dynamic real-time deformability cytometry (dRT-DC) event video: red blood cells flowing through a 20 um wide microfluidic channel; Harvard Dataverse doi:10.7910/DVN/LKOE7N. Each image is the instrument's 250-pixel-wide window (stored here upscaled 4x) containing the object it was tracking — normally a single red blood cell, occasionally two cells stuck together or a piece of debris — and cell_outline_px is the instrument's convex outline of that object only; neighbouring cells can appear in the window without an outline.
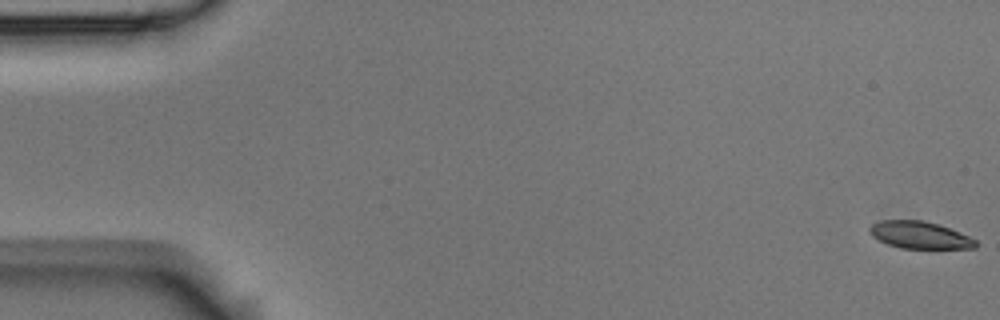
{"species": "Egyptian fruit bat (a non-hibernating species)", "species_latin": "Rousettus aegyptiacus", "temperature_condition": "room temperature", "stored_images_in_passage": 7, "camera_frame_rate_fps": 3000, "um_per_image_px": 0.085, "animal": {"sex": "male"}, "frame": {"image": 1, "passage_image": 1, "time_ms": 0.0, "image_size_px": [1000, 320], "cell_outline_px": [[976, 248], [900, 248], [888, 244], [872, 236], [868, 232], [868, 228], [872, 224], [880, 220], [924, 220], [940, 224], [960, 232], [976, 240]], "centroid_in_image_um": [78.15, 19.96], "position_along_channel_um": 6.8, "area_um2": 16.82}}
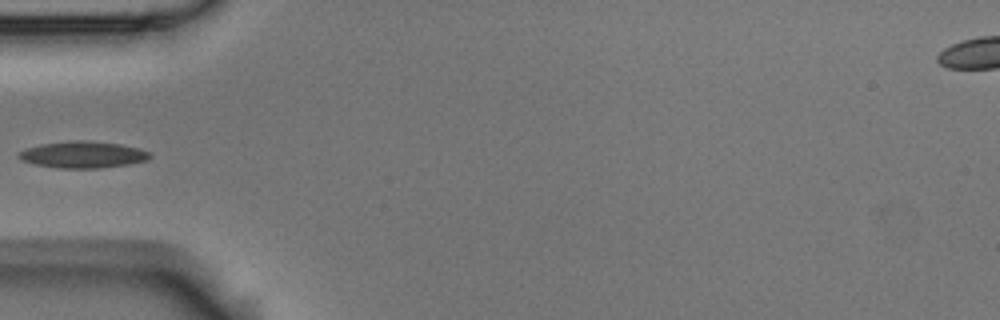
{"frame": {"image": 2, "passage_image": 6, "time_ms": 1.667, "image_size_px": [1000, 320], "cell_outline_px": [[152, 156], [148, 160], [128, 164], [100, 168], [60, 168], [36, 164], [20, 160], [16, 156], [16, 152], [24, 148], [40, 144], [68, 140], [88, 140], [120, 144], [140, 148], [152, 152]], "centroid_in_image_um": [7.03, 13.13], "position_along_channel_um": 78.0, "area_um2": 20.75}}
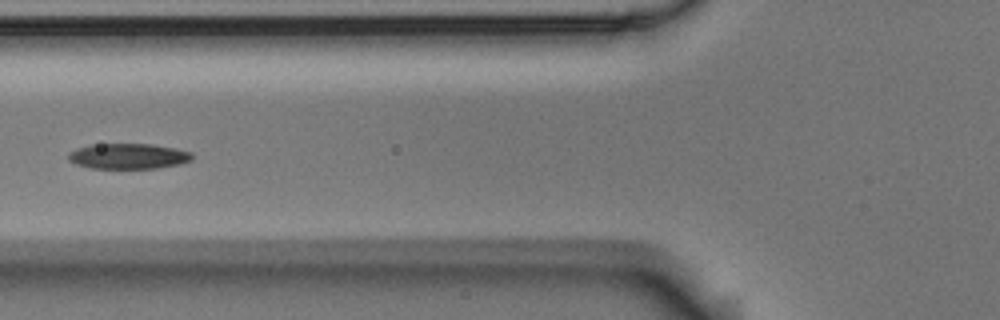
{"frame": {"image": 3, "passage_image": 7, "time_ms": 2.0, "image_size_px": [1000, 320], "cell_outline_px": [[192, 160], [180, 164], [160, 168], [88, 168], [76, 164], [68, 160], [68, 152], [76, 148], [92, 144], [152, 144], [176, 148], [192, 152]], "centroid_in_image_um": [10.9, 13.27], "position_along_channel_um": 114.9, "area_um2": 18.55}}